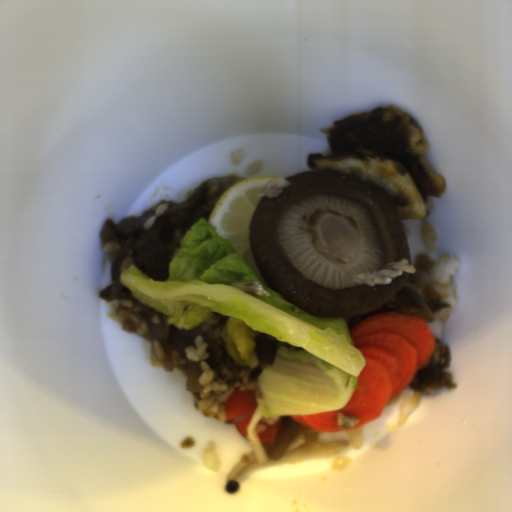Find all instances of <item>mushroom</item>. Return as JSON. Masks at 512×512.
I'll list each match as a JSON object with an SVG mask.
<instances>
[{
    "label": "mushroom",
    "mask_w": 512,
    "mask_h": 512,
    "mask_svg": "<svg viewBox=\"0 0 512 512\" xmlns=\"http://www.w3.org/2000/svg\"><path fill=\"white\" fill-rule=\"evenodd\" d=\"M261 196L248 239L260 275L279 297L315 318L373 313L391 301L408 271L391 283L352 284L412 256L401 215L388 191L371 180L329 169L284 178Z\"/></svg>",
    "instance_id": "obj_1"
}]
</instances>
